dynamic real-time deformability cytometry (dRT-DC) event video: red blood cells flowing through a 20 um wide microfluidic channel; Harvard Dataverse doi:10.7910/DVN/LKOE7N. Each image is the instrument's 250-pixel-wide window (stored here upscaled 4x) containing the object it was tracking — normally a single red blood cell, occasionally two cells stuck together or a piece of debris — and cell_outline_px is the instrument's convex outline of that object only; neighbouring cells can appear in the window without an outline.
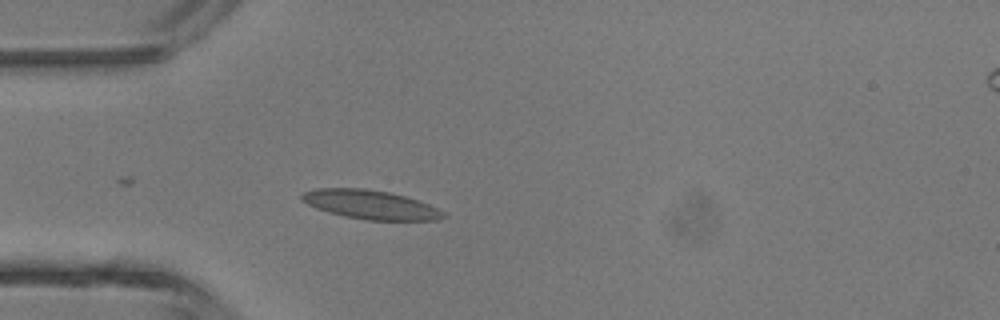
{"species": "common noctule bat (a hibernating species)", "species_latin": "Nyctalus noctula", "temperature_condition": "room temperature", "stored_images_in_passage": 3, "camera_frame_rate_fps": 3000, "um_per_image_px": 0.085, "animal": {"sex": "male", "body_mass_g": 13.3}, "frame": {"image": 1, "passage_image": 3, "time_ms": 3.333, "image_size_px": [1000, 320], "cell_outline_px": [[448, 216], [436, 220], [364, 220], [344, 216], [328, 212], [316, 208], [300, 200], [300, 196], [304, 192], [316, 188], [364, 188], [388, 192], [404, 196], [428, 204], [444, 212]], "centroid_in_image_um": [31.46, 17.39], "position_along_channel_um": 53.5, "area_um2": 23.81}}